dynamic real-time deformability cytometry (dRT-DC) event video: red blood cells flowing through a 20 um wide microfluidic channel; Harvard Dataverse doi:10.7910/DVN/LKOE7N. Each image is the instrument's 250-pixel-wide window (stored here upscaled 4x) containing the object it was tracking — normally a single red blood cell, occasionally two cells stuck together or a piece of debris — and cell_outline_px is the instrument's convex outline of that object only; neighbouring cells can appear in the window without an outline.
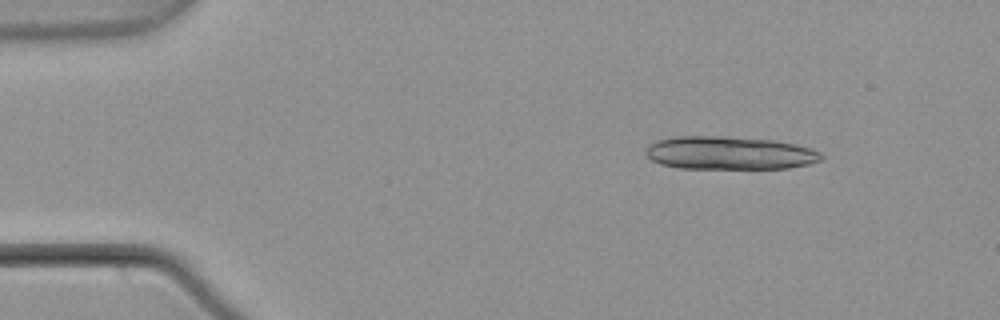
{"species": "common noctule bat (a hibernating species)", "species_latin": "Nyctalus noctula", "temperature_condition": "warm", "stored_images_in_passage": 4, "camera_frame_rate_fps": 3000, "um_per_image_px": 0.085, "animal": {"sex": "male", "body_mass_g": 21.5, "forearm_length_mm": 52.0}, "frame": {"image": 1, "passage_image": 1, "time_ms": 0.0, "image_size_px": [1000, 320], "cell_outline_px": [[824, 156], [820, 160], [808, 164], [788, 168], [680, 168], [660, 164], [652, 160], [644, 152], [644, 148], [648, 144], [656, 140], [672, 136], [724, 136], [772, 140], [796, 144], [820, 152]], "centroid_in_image_um": [61.94, 12.99], "position_along_channel_um": 23.1, "area_um2": 33.99}}
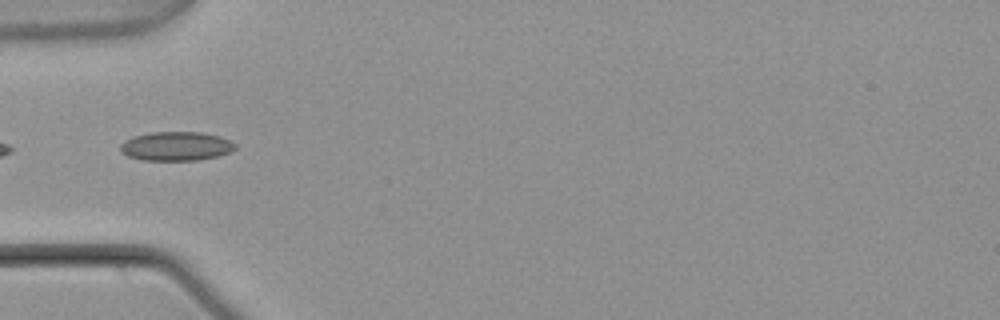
{"frame": {"image": 2, "passage_image": 4, "time_ms": 1.0, "image_size_px": [1000, 320], "cell_outline_px": [[236, 148], [228, 152], [216, 156], [200, 160], [140, 160], [128, 156], [120, 148], [120, 144], [124, 140], [136, 136], [152, 132], [200, 132], [220, 136], [236, 144]], "centroid_in_image_um": [14.97, 12.42], "position_along_channel_um": 70.0, "area_um2": 19.25}}